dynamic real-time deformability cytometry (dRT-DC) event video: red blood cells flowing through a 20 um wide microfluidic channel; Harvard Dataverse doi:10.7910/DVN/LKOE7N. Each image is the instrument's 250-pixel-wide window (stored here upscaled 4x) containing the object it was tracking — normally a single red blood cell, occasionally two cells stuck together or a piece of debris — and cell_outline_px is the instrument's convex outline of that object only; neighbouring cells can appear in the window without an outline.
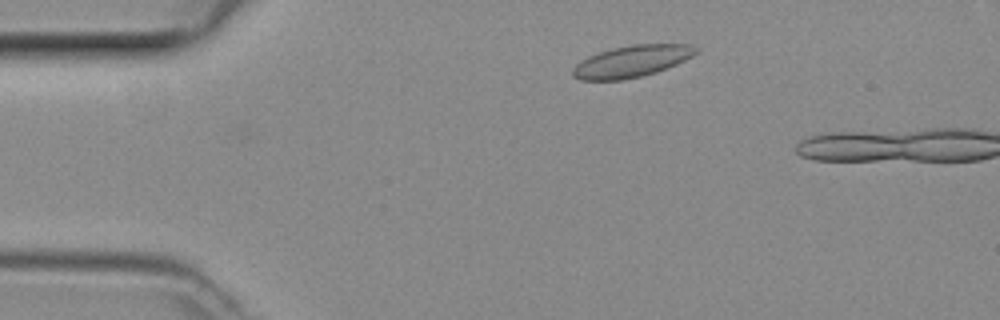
{"species": "common noctule bat (a hibernating species)", "species_latin": "Nyctalus noctula", "temperature_condition": "room temperature", "stored_images_in_passage": 29, "camera_frame_rate_fps": 3000, "um_per_image_px": 0.085, "animal": {"sex": "female", "body_mass_g": 29.2, "forearm_length_mm": 56.3}, "frame": {"image": 1, "passage_image": 4, "time_ms": 1.0, "image_size_px": [1000, 320], "cell_outline_px": [[700, 52], [676, 64], [656, 72], [640, 76], [620, 80], [580, 80], [572, 76], [572, 68], [576, 64], [588, 56], [612, 48], [632, 44], [688, 44], [700, 48]], "centroid_in_image_um": [53.7, 5.2], "position_along_channel_um": 31.3, "area_um2": 22.77}}
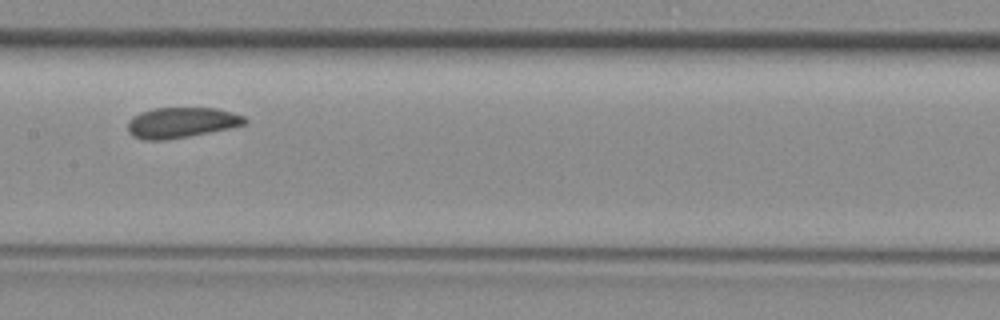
{"frame": {"image": 2, "passage_image": 19, "time_ms": 6.0, "image_size_px": [1000, 320], "cell_outline_px": [[248, 120], [244, 124], [228, 128], [168, 140], [144, 140], [132, 136], [128, 132], [128, 120], [132, 116], [140, 112], [156, 108], [216, 108], [232, 112], [244, 116]], "centroid_in_image_um": [15.37, 10.42], "position_along_channel_um": 192.0, "area_um2": 20.75}}
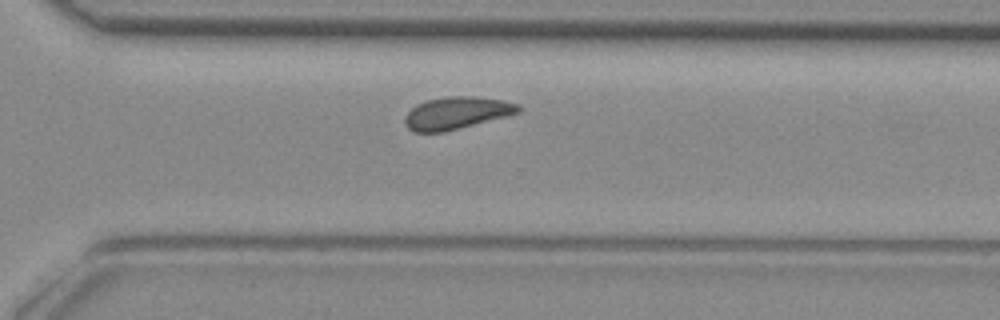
{"frame": {"image": 3, "passage_image": 29, "time_ms": 9.333, "image_size_px": [1000, 320], "cell_outline_px": [[520, 112], [444, 132], [412, 132], [404, 124], [404, 116], [416, 104], [428, 100], [448, 96], [472, 96], [504, 100], [520, 104]], "centroid_in_image_um": [38.78, 9.6], "position_along_channel_um": 331.8, "area_um2": 21.27}}